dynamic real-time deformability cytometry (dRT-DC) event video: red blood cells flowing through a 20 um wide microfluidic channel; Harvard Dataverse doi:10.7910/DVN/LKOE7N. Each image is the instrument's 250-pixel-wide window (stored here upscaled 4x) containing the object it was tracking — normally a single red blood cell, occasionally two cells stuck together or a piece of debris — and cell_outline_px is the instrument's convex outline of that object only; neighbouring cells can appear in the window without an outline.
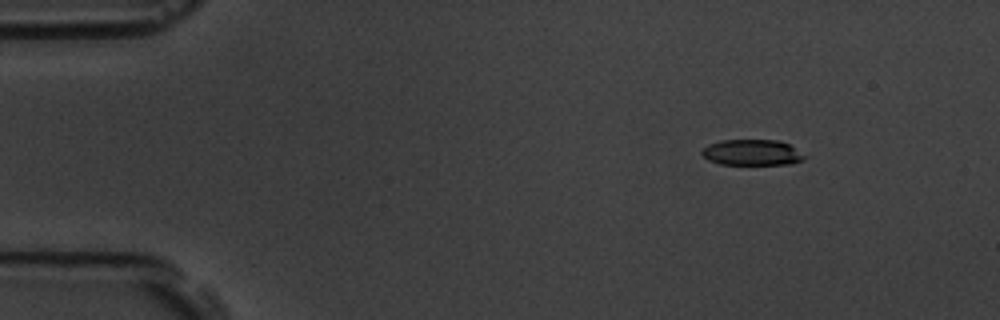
{"species": "common noctule bat (a hibernating species)", "species_latin": "Nyctalus noctula", "temperature_condition": "room temperature", "stored_images_in_passage": 6, "camera_frame_rate_fps": 3000, "um_per_image_px": 0.085, "animal": {"sex": "male", "body_mass_g": 19.5, "forearm_length_mm": 54.6}, "frame": {"image": 1, "passage_image": 3, "time_ms": 2.333, "image_size_px": [1000, 320], "cell_outline_px": [[808, 156], [800, 160], [788, 164], [720, 164], [708, 160], [700, 152], [700, 148], [708, 144], [720, 140], [776, 140], [788, 144]], "centroid_in_image_um": [63.86, 12.95], "position_along_channel_um": 21.1, "area_um2": 15.43}}
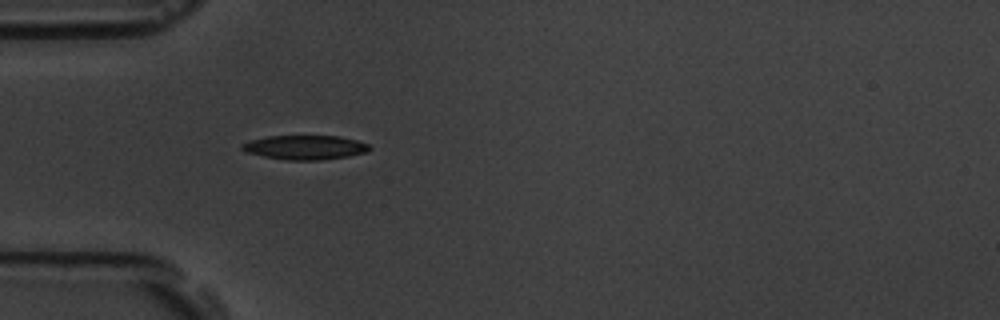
{"frame": {"image": 2, "passage_image": 6, "time_ms": 5.667, "image_size_px": [1000, 320], "cell_outline_px": [[372, 148], [368, 152], [348, 156], [320, 160], [288, 160], [264, 156], [244, 152], [240, 148], [240, 144], [248, 140], [268, 136], [340, 136], [356, 140], [368, 144]], "centroid_in_image_um": [25.9, 12.52], "position_along_channel_um": 59.1, "area_um2": 18.15}}